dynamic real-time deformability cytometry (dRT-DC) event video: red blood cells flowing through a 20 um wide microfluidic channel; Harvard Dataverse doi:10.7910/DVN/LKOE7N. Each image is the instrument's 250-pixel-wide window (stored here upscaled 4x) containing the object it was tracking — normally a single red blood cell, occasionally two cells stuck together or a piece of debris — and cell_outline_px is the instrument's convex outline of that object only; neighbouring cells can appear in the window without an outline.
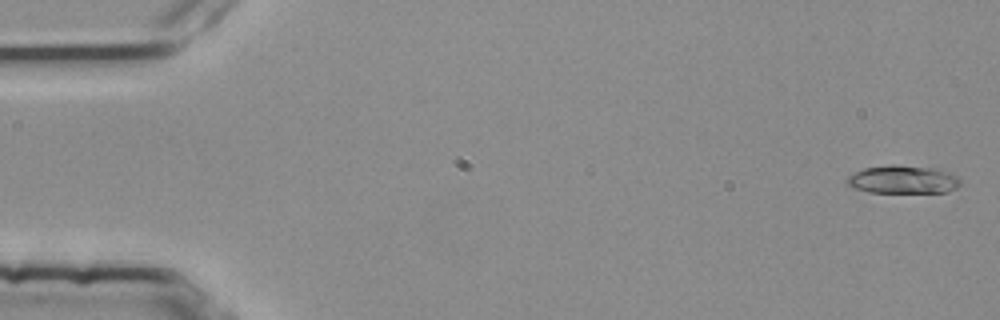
{"species": "common noctule bat (a hibernating species)", "species_latin": "Nyctalus noctula", "temperature_condition": "room temperature", "stored_images_in_passage": 4, "camera_frame_rate_fps": 3000, "um_per_image_px": 0.085, "animal": {"sex": "female", "body_mass_g": 25.1}, "frame": {"image": 1, "passage_image": 1, "time_ms": 0.0, "image_size_px": [1000, 320], "cell_outline_px": [[960, 184], [956, 188], [948, 192], [868, 192], [852, 188], [844, 184], [844, 180], [848, 176], [864, 168], [892, 164], [936, 168], [948, 172], [956, 176], [960, 180]], "centroid_in_image_um": [76.7, 15.26], "position_along_channel_um": 8.3, "area_um2": 18.73}}
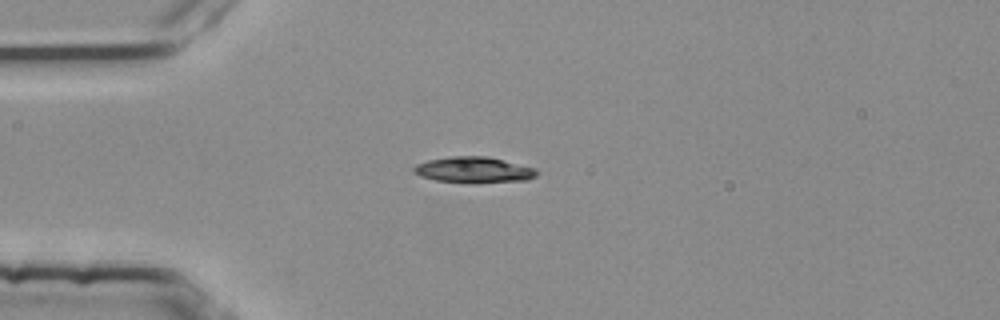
{"frame": {"image": 2, "passage_image": 3, "time_ms": 0.667, "image_size_px": [1000, 320], "cell_outline_px": [[536, 176], [528, 180], [436, 180], [420, 176], [412, 172], [412, 168], [416, 164], [428, 160], [452, 156], [488, 156], [536, 168]], "centroid_in_image_um": [40.23, 14.38], "position_along_channel_um": 44.8, "area_um2": 17.57}}
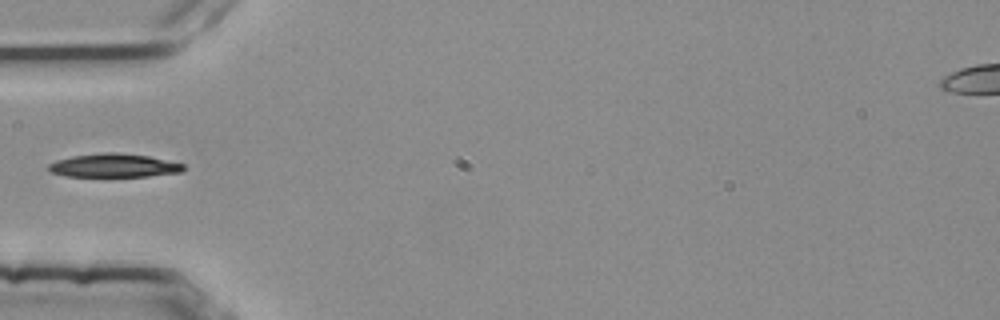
{"frame": {"image": 3, "passage_image": 4, "time_ms": 1.0, "image_size_px": [1000, 320], "cell_outline_px": [[184, 172], [148, 176], [68, 176], [52, 172], [48, 168], [48, 164], [56, 160], [72, 156], [100, 152], [116, 152], [148, 156], [184, 164]], "centroid_in_image_um": [9.69, 14.06], "position_along_channel_um": 75.3, "area_um2": 18.44}}